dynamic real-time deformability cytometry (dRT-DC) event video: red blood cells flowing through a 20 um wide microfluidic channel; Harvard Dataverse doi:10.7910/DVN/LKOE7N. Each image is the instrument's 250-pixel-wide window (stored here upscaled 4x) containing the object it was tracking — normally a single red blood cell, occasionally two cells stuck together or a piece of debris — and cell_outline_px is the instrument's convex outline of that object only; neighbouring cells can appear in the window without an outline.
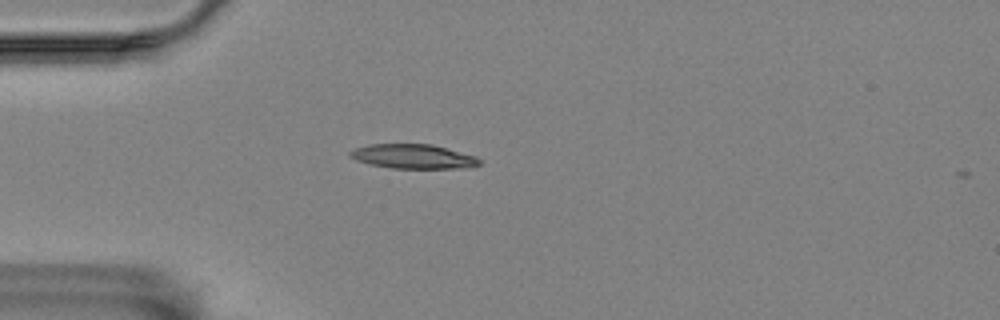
{"species": "Egyptian fruit bat (a non-hibernating species)", "species_latin": "Rousettus aegyptiacus", "temperature_condition": "room temperature", "stored_images_in_passage": 1, "camera_frame_rate_fps": 3000, "um_per_image_px": 0.085, "animal": {"sex": "female"}, "frame": {"image": 1, "passage_image": 1, "time_ms": 0.0, "image_size_px": [1000, 320], "cell_outline_px": [[480, 164], [472, 168], [392, 168], [372, 164], [356, 160], [348, 156], [348, 152], [356, 148], [368, 144], [432, 144], [476, 156], [480, 160]], "centroid_in_image_um": [35.14, 13.3], "position_along_channel_um": 49.9, "area_um2": 18.38}}